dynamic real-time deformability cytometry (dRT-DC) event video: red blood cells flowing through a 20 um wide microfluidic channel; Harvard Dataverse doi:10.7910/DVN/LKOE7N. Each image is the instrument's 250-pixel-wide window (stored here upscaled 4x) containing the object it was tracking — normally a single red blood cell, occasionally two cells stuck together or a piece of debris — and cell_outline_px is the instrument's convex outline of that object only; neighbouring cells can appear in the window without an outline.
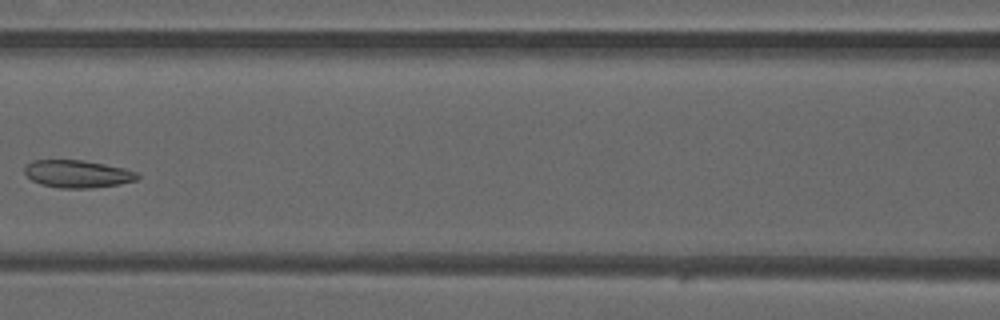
{"species": "common noctule bat (a hibernating species)", "species_latin": "Nyctalus noctula", "temperature_condition": "warm", "stored_images_in_passage": 7, "camera_frame_rate_fps": 3000, "um_per_image_px": 0.085, "animal": {"sex": "male", "forearm_length_mm": 52.5}, "frame": {"image": 1, "passage_image": 7, "time_ms": 2.0, "image_size_px": [1000, 320], "cell_outline_px": [[140, 176], [136, 180], [120, 184], [92, 188], [60, 188], [40, 184], [32, 180], [24, 172], [24, 168], [32, 160], [80, 160], [104, 164], [124, 168], [136, 172]], "centroid_in_image_um": [6.58, 14.78], "position_along_channel_um": 160.0, "area_um2": 18.03}}